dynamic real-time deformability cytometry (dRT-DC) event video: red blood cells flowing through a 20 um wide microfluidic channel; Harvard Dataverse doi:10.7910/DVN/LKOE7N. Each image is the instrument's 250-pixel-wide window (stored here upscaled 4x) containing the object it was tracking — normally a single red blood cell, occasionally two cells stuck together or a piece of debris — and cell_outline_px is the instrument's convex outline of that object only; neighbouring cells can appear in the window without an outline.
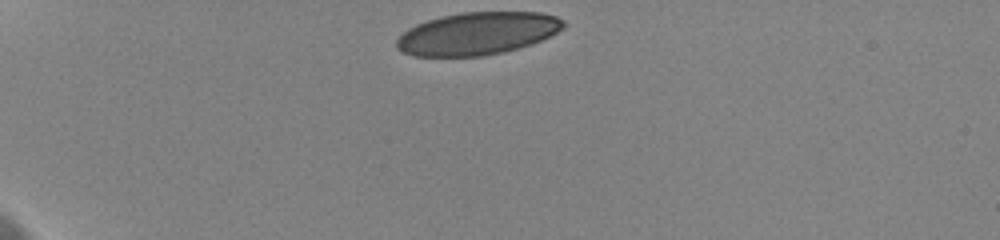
{"species": "human", "species_latin": "Homo sapiens", "temperature_condition": "cold", "stored_images_in_passage": 37, "camera_frame_rate_fps": 3000, "um_per_image_px": 0.085, "donor": {"sex": "female"}, "frame": {"image": 1, "passage_image": 1, "time_ms": 0.0, "image_size_px": [1000, 240], "cell_outline_px": [[564, 28], [540, 40], [504, 52], [484, 56], [412, 56], [396, 48], [396, 40], [408, 28], [416, 24], [428, 20], [460, 12], [540, 12], [556, 16], [564, 20]], "centroid_in_image_um": [40.56, 2.84], "position_along_channel_um": 44.4, "area_um2": 41.15}}
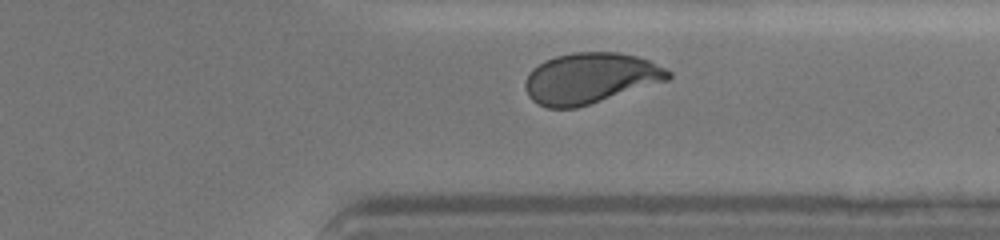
{"frame": {"image": 2, "passage_image": 34, "time_ms": 10.333, "image_size_px": [1000, 240], "cell_outline_px": [[672, 76], [668, 80], [576, 108], [548, 108], [532, 100], [528, 96], [524, 84], [532, 68], [544, 60], [556, 56], [572, 52], [620, 52], [636, 56], [648, 60], [672, 72]], "centroid_in_image_um": [50.16, 6.64], "position_along_channel_um": 361.2, "area_um2": 42.08}}
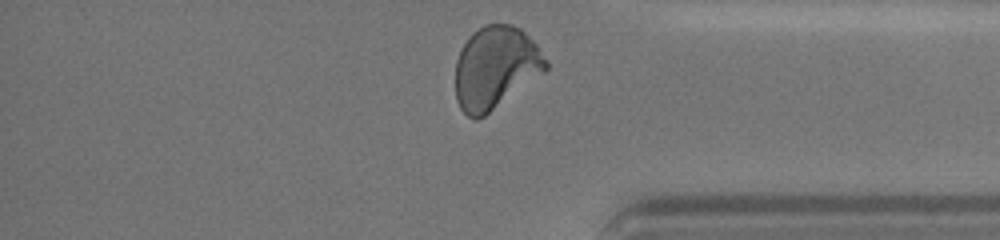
{"frame": {"image": 3, "passage_image": 37, "time_ms": 11.333, "image_size_px": [1000, 240], "cell_outline_px": [[548, 68], [544, 72], [484, 116], [476, 120], [468, 116], [460, 108], [456, 100], [456, 60], [468, 36], [472, 32], [484, 24], [512, 24], [520, 28], [536, 44], [548, 64]], "centroid_in_image_um": [42.09, 5.74], "position_along_channel_um": 393.1, "area_um2": 43.12}, "authors_computed_cell_mechanics": {"area_um2": 42.6564, "velocity_mm_per_s": 3.6004, "shape_relaxation_time_tau1_ms": 5.2661, "shape_relaxation_time_tau2_ms": 0.8426, "deformation_change_tau1": 0.1627, "deformation_change_tau2": 0.0472}}